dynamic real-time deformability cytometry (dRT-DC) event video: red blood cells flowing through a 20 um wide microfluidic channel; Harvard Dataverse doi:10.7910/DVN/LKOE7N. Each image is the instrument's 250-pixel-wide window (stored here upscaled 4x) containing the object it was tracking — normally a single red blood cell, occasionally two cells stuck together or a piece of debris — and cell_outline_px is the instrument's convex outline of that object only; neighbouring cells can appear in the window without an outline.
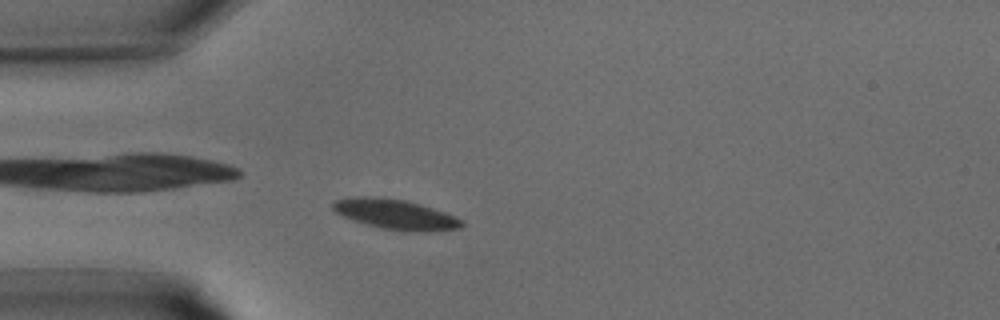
{"species": "common noctule bat (a hibernating species)", "species_latin": "Nyctalus noctula", "temperature_condition": "warm", "stored_images_in_passage": 29, "camera_frame_rate_fps": 3000, "um_per_image_px": 0.085, "animal": {"sex": "male", "body_mass_g": 15.6}, "frame": {"image": 1, "passage_image": 6, "time_ms": 1.667, "image_size_px": [1000, 320], "cell_outline_px": [[460, 224], [444, 228], [400, 228], [380, 224], [352, 216], [336, 208], [336, 204], [344, 200], [392, 200], [424, 208], [448, 216], [456, 220]], "centroid_in_image_um": [33.64, 18.2], "position_along_channel_um": 51.4, "area_um2": 16.3}}
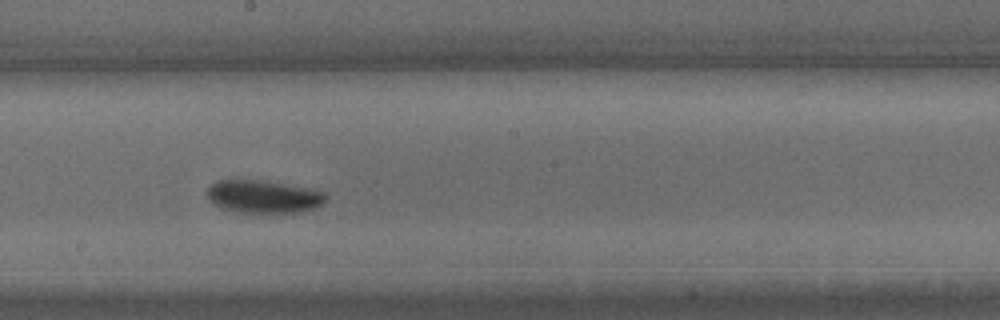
{"frame": {"image": 2, "passage_image": 15, "time_ms": 4.667, "image_size_px": [1000, 320], "cell_outline_px": [[320, 200], [312, 204], [292, 208], [256, 208], [232, 204], [220, 200], [212, 196], [212, 188], [220, 184], [256, 184], [284, 188], [304, 192], [320, 196]], "centroid_in_image_um": [22.33, 16.68], "position_along_channel_um": 225.9, "area_um2": 14.1}}
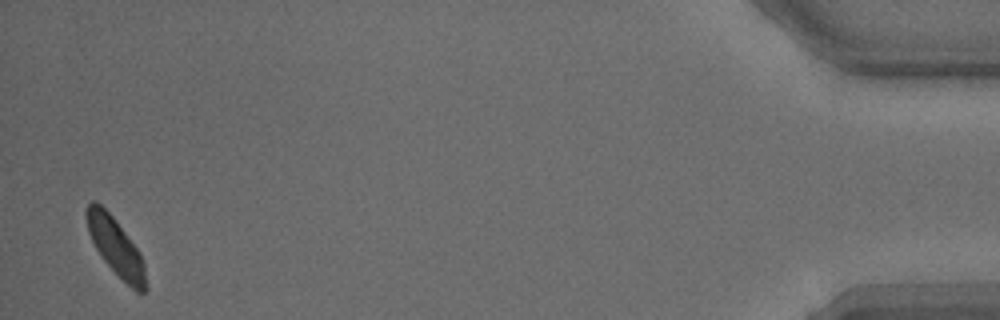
{"frame": {"image": 3, "passage_image": 29, "time_ms": 9.333, "image_size_px": [1000, 320], "cell_outline_px": [[144, 288], [140, 292], [120, 276], [116, 272], [100, 252], [88, 228], [88, 208], [92, 204], [96, 204], [104, 208], [120, 228], [140, 256], [144, 280]], "centroid_in_image_um": [9.82, 20.96], "position_along_channel_um": 425.4, "area_um2": 16.76}}